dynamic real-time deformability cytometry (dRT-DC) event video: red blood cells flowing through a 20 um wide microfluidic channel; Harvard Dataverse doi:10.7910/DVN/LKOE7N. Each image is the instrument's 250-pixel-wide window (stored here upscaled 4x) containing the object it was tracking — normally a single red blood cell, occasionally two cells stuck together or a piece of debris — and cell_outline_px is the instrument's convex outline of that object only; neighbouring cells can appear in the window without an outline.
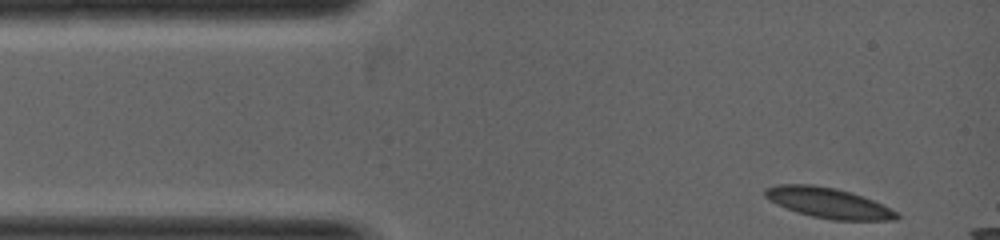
{"species": "common noctule bat (a hibernating species)", "species_latin": "Nyctalus noctula", "temperature_condition": "warm", "stored_images_in_passage": 32, "segment_of_instrument_passage": [1, 2], "camera_frame_rate_fps": 5000, "um_per_image_px": 0.085, "animal": {"sex": "female", "body_mass_g": 19.0, "forearm_length_mm": 53.3}, "frame": {"image": 1, "passage_image": 1, "time_ms": 0.0, "image_size_px": [1000, 240], "cell_outline_px": [[900, 216], [896, 220], [832, 220], [812, 216], [776, 204], [764, 196], [764, 188], [776, 184], [812, 184], [836, 188], [852, 192], [872, 200], [896, 212]], "centroid_in_image_um": [70.37, 17.23], "position_along_channel_um": 14.6, "area_um2": 23.06}}
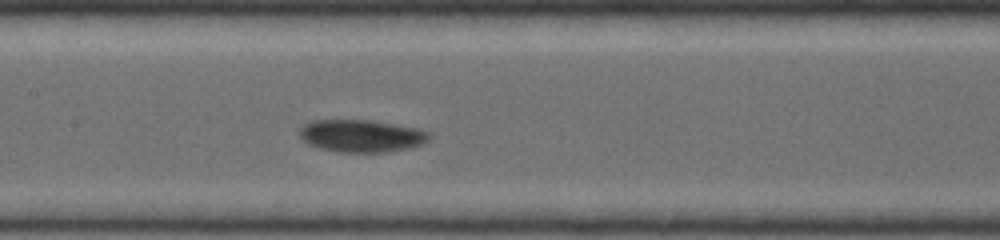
{"frame": {"image": 2, "passage_image": 17, "time_ms": 2.8, "image_size_px": [1000, 240], "cell_outline_px": [[432, 136], [424, 144], [408, 148], [388, 152], [340, 152], [320, 148], [308, 144], [300, 136], [300, 128], [304, 124], [312, 120], [372, 120], [420, 128], [428, 132]], "centroid_in_image_um": [30.76, 11.54], "position_along_channel_um": 176.6, "area_um2": 24.68}}
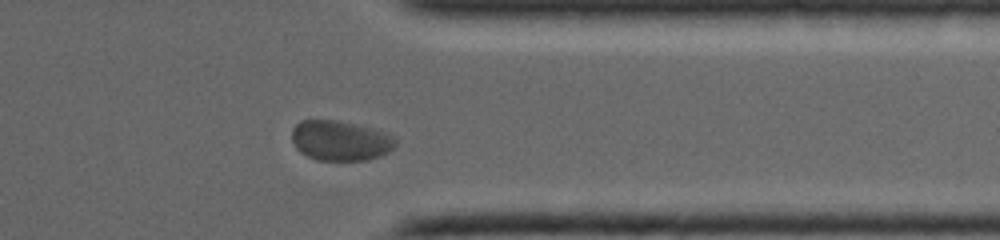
{"frame": {"image": 3, "passage_image": 28, "time_ms": 5.4, "image_size_px": [1000, 240], "cell_outline_px": [[396, 144], [388, 152], [380, 156], [368, 160], [316, 160], [300, 152], [296, 148], [292, 140], [292, 128], [300, 120], [336, 120], [376, 128], [388, 132], [396, 140]], "centroid_in_image_um": [28.94, 11.94], "position_along_channel_um": 382.5, "area_um2": 24.45}}